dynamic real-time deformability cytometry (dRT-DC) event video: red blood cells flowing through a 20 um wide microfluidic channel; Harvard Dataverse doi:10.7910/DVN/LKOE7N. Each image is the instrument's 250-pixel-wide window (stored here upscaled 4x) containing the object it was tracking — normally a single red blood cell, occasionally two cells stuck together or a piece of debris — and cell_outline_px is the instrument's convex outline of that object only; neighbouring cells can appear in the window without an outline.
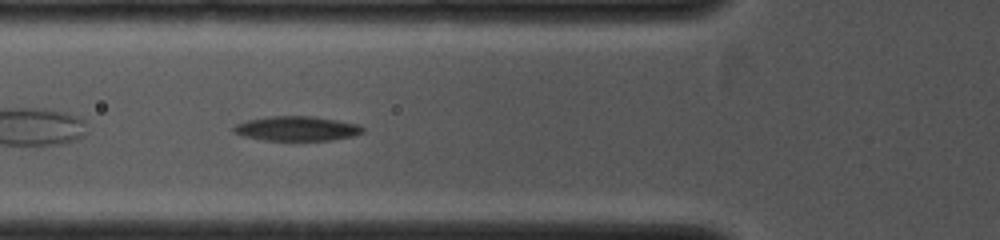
{"species": "common noctule bat (a hibernating species)", "species_latin": "Nyctalus noctula", "temperature_condition": "cold", "stored_images_in_passage": 7, "camera_frame_rate_fps": 4000, "um_per_image_px": 0.085, "animal": {"sex": "female", "body_mass_g": 19.0, "forearm_length_mm": 53.3}, "frame": {"image": 1, "passage_image": 4, "time_ms": 1.25, "image_size_px": [1000, 240], "cell_outline_px": [[364, 132], [352, 136], [332, 140], [264, 140], [244, 136], [232, 132], [232, 128], [236, 124], [248, 120], [268, 116], [312, 116], [360, 124], [364, 128]], "centroid_in_image_um": [25.23, 10.92], "position_along_channel_um": 100.6, "area_um2": 18.5}}
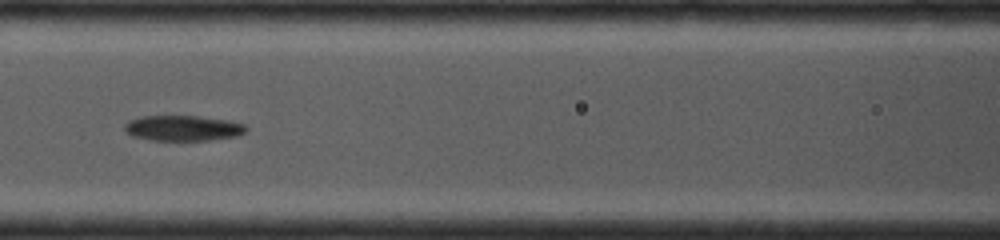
{"frame": {"image": 2, "passage_image": 6, "time_ms": 2.25, "image_size_px": [1000, 240], "cell_outline_px": [[248, 128], [244, 132], [236, 136], [208, 140], [152, 140], [132, 136], [124, 132], [124, 124], [128, 120], [144, 116], [196, 116], [228, 120], [244, 124]], "centroid_in_image_um": [15.51, 10.89], "position_along_channel_um": 151.1, "area_um2": 17.98}}